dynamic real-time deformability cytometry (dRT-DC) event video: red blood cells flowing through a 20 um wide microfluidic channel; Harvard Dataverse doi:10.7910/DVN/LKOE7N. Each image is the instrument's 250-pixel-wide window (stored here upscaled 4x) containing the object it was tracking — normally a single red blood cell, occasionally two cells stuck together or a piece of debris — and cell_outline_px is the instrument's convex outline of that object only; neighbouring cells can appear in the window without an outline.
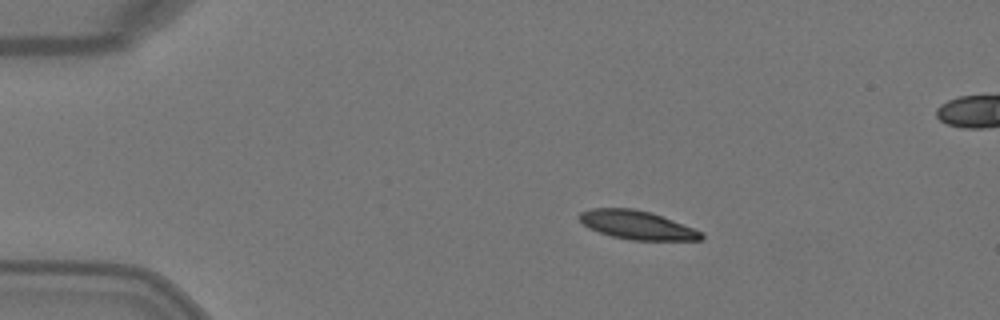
{"species": "Egyptian fruit bat (a non-hibernating species)", "species_latin": "Rousettus aegyptiacus", "temperature_condition": "warm", "stored_images_in_passage": 4, "camera_frame_rate_fps": 3000, "um_per_image_px": 0.085, "animal": {"sex": "female"}, "frame": {"image": 1, "passage_image": 2, "time_ms": 0.333, "image_size_px": [1000, 320], "cell_outline_px": [[704, 236], [700, 240], [632, 240], [612, 236], [588, 228], [576, 216], [580, 212], [592, 208], [632, 208], [652, 212], [704, 232]], "centroid_in_image_um": [54.15, 19.12], "position_along_channel_um": 30.9, "area_um2": 20.4}}